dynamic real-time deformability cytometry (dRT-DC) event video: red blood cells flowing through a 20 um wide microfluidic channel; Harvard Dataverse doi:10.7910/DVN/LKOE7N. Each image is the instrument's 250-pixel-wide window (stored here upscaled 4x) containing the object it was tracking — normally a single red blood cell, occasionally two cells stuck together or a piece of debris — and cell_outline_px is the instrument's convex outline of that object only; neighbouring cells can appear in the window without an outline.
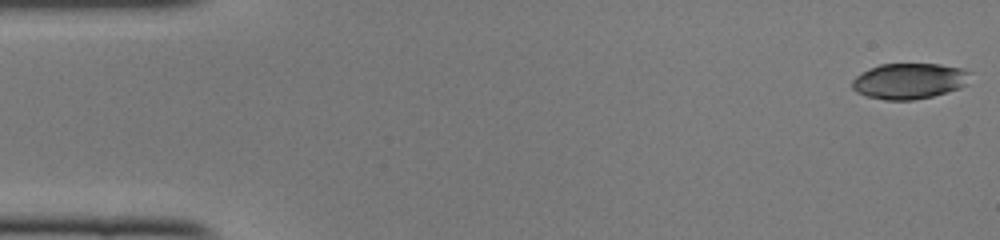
{"species": "common noctule bat (a hibernating species)", "species_latin": "Nyctalus noctula", "temperature_condition": "cold", "stored_images_in_passage": 48, "camera_frame_rate_fps": 3000, "um_per_image_px": 0.085, "animal": {"sex": "female", "body_mass_g": 22.0, "forearm_length_mm": 56.7}, "frame": {"image": 1, "passage_image": 1, "time_ms": 0.0, "image_size_px": [1000, 240], "cell_outline_px": [[972, 72], [968, 84], [960, 88], [932, 96], [912, 100], [884, 100], [868, 96], [856, 92], [852, 88], [852, 80], [860, 72], [880, 64], [940, 64], [964, 68]], "centroid_in_image_um": [77.32, 6.88], "position_along_channel_um": 7.7, "area_um2": 24.85}}
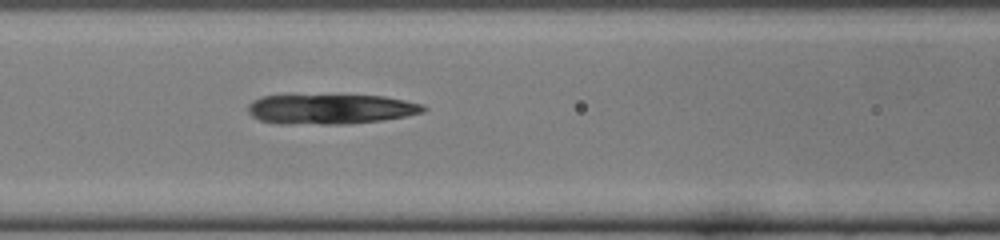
{"frame": {"image": 2, "passage_image": 20, "time_ms": 6.333, "image_size_px": [1000, 240], "cell_outline_px": [[428, 108], [424, 112], [408, 116], [384, 120], [348, 124], [276, 124], [260, 120], [252, 116], [248, 112], [248, 104], [252, 100], [260, 96], [384, 96], [424, 104]], "centroid_in_image_um": [28.12, 9.29], "position_along_channel_um": 138.5, "area_um2": 30.69}}
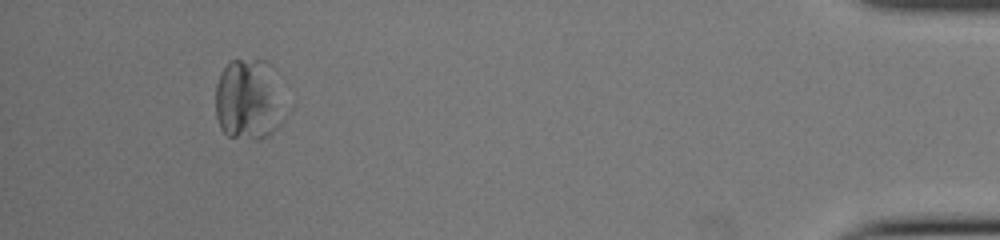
{"frame": {"image": 3, "passage_image": 45, "time_ms": 14.667, "image_size_px": [1000, 240], "cell_outline_px": [[276, 128], [272, 132], [260, 140], [256, 140], [228, 136], [220, 128], [216, 116], [216, 84], [220, 72], [232, 60], [268, 60], [272, 64]], "centroid_in_image_um": [20.93, 8.45], "position_along_channel_um": 414.3, "area_um2": 30.52}}